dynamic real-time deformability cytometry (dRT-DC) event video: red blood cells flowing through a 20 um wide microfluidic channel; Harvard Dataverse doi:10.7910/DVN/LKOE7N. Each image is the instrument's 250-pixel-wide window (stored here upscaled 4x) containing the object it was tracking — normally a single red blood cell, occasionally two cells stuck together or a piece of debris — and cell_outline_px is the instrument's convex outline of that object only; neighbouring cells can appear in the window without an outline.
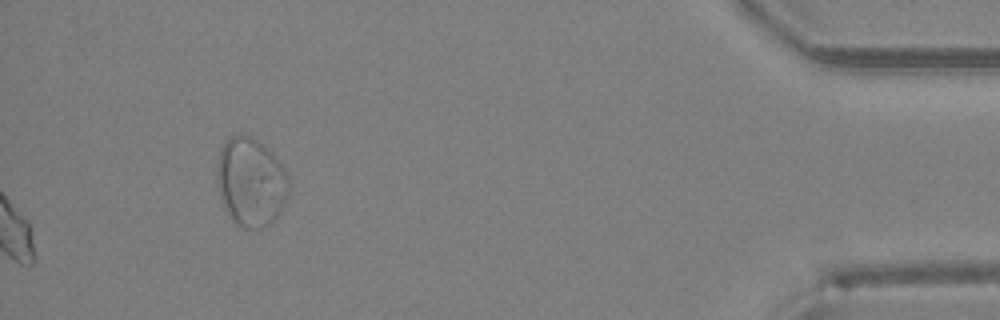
{"species": "Egyptian fruit bat (a non-hibernating species)", "species_latin": "Rousettus aegyptiacus", "temperature_condition": "room temperature", "stored_images_in_passage": 41, "segment_of_instrument_passage": [2, 2], "camera_frame_rate_fps": 3000, "um_per_image_px": 0.085, "animal": {"sex": "female"}, "frame": {"image": 1, "passage_image": 41, "time_ms": 13.333, "image_size_px": [1000, 320], "cell_outline_px": [[288, 196], [276, 216], [264, 228], [244, 228], [236, 224], [232, 220], [220, 196], [216, 184], [216, 164], [220, 148], [224, 140], [232, 136], [248, 136], [256, 140], [272, 152], [280, 160], [288, 176]], "centroid_in_image_um": [21.3, 15.46], "position_along_channel_um": 413.9, "area_um2": 37.11}}